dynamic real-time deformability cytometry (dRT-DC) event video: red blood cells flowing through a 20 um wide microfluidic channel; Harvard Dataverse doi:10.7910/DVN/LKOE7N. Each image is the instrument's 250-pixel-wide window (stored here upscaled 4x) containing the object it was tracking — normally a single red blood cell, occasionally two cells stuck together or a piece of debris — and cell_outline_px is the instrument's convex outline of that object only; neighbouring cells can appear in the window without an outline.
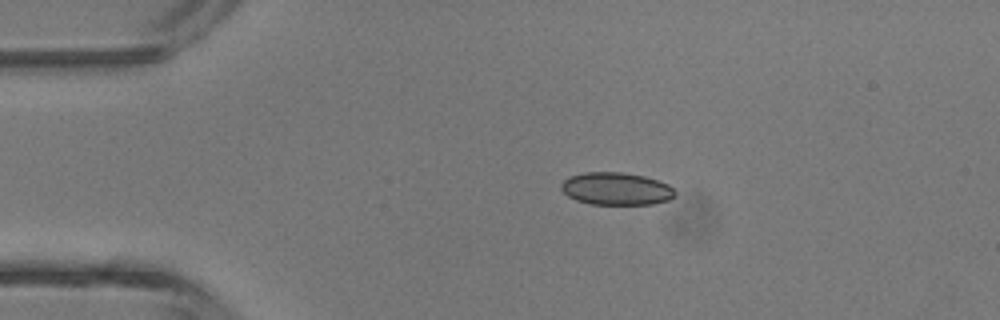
{"species": "common noctule bat (a hibernating species)", "species_latin": "Nyctalus noctula", "temperature_condition": "room temperature", "stored_images_in_passage": 2, "camera_frame_rate_fps": 3000, "um_per_image_px": 0.085, "animal": {"sex": "male", "body_mass_g": 13.3}, "frame": {"image": 1, "passage_image": 1, "time_ms": 0.0, "image_size_px": [1000, 320], "cell_outline_px": [[676, 196], [668, 200], [652, 204], [588, 204], [576, 200], [568, 196], [560, 188], [560, 184], [564, 180], [572, 176], [584, 172], [624, 172], [644, 176], [668, 184], [676, 192]], "centroid_in_image_um": [52.38, 16.04], "position_along_channel_um": 32.6, "area_um2": 21.62}}